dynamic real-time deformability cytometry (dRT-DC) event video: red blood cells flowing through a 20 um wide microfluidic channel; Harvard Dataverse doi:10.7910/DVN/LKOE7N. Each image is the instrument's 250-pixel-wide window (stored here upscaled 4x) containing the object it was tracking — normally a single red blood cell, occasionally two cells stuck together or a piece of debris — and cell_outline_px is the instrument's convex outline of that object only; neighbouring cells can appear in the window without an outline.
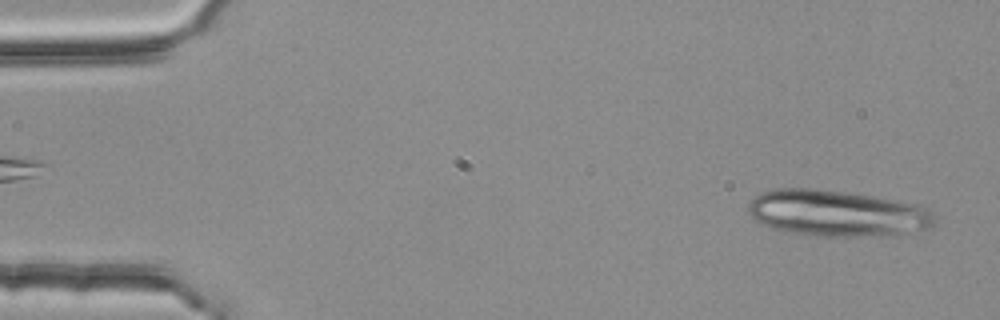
{"species": "common noctule bat (a hibernating species)", "species_latin": "Nyctalus noctula", "temperature_condition": "room temperature", "stored_images_in_passage": 3, "camera_frame_rate_fps": 3000, "um_per_image_px": 0.085, "animal": {"sex": "female", "body_mass_g": 25.1}, "frame": {"image": 1, "passage_image": 3, "time_ms": 0.667, "image_size_px": [1000, 320], "cell_outline_px": [[936, 224], [928, 228], [904, 232], [856, 236], [816, 236], [788, 232], [772, 228], [756, 220], [748, 212], [748, 200], [760, 192], [780, 188], [812, 188], [844, 192], [872, 196], [896, 200], [916, 204], [928, 208], [932, 212]], "centroid_in_image_um": [71.08, 18.1], "position_along_channel_um": 13.9, "area_um2": 49.77}}